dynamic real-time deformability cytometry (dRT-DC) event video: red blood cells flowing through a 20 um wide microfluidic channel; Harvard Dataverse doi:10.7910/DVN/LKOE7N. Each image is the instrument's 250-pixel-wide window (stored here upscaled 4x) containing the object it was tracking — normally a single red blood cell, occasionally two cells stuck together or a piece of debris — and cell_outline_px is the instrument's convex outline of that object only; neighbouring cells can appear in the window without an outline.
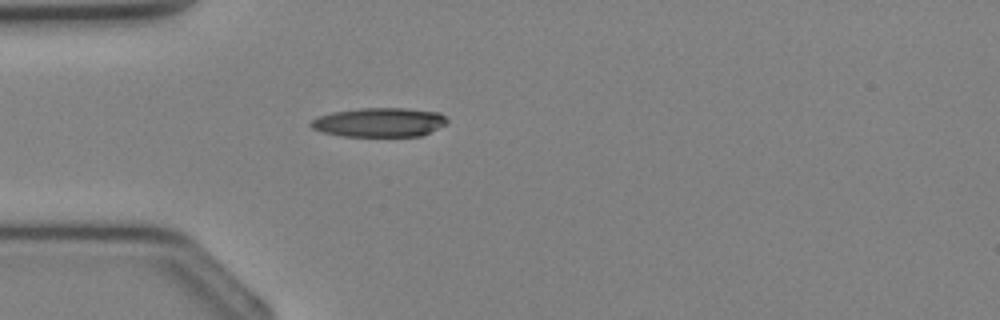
{"species": "Egyptian fruit bat (a non-hibernating species)", "species_latin": "Rousettus aegyptiacus", "temperature_condition": "cold", "stored_images_in_passage": 26, "camera_frame_rate_fps": 3000, "um_per_image_px": 0.085, "animal": {"sex": "female"}, "frame": {"image": 1, "passage_image": 1, "time_ms": 0.0, "image_size_px": [1000, 320], "cell_outline_px": [[448, 124], [420, 136], [340, 136], [324, 132], [312, 128], [308, 124], [316, 116], [332, 112], [360, 108], [404, 108], [440, 112], [448, 120]], "centroid_in_image_um": [32.24, 10.39], "position_along_channel_um": 52.8, "area_um2": 23.29}}
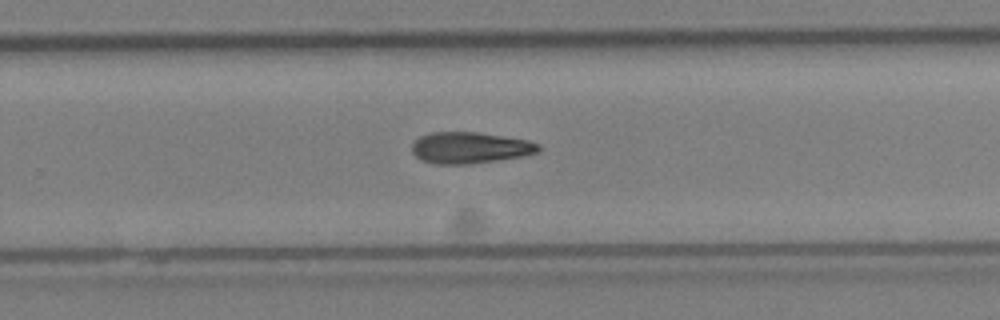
{"frame": {"image": 2, "passage_image": 14, "time_ms": 4.333, "image_size_px": [1000, 320], "cell_outline_px": [[540, 152], [524, 156], [468, 164], [436, 164], [420, 160], [412, 152], [412, 144], [420, 136], [432, 132], [476, 132], [528, 140], [540, 144]], "centroid_in_image_um": [39.95, 12.56], "position_along_channel_um": 289.9, "area_um2": 23.12}}
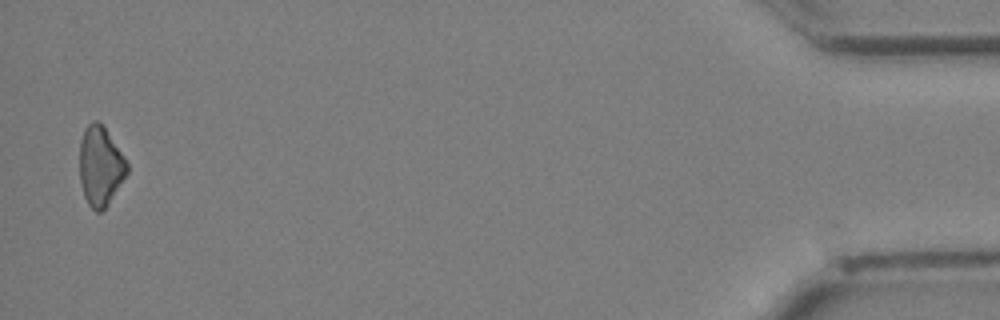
{"frame": {"image": 3, "passage_image": 26, "time_ms": 8.333, "image_size_px": [1000, 320], "cell_outline_px": [[128, 172], [108, 204], [100, 212], [96, 212], [88, 204], [84, 196], [80, 180], [80, 140], [84, 128], [92, 120], [100, 120], [124, 156], [128, 164]], "centroid_in_image_um": [8.52, 14.08], "position_along_channel_um": 426.7, "area_um2": 22.02}}